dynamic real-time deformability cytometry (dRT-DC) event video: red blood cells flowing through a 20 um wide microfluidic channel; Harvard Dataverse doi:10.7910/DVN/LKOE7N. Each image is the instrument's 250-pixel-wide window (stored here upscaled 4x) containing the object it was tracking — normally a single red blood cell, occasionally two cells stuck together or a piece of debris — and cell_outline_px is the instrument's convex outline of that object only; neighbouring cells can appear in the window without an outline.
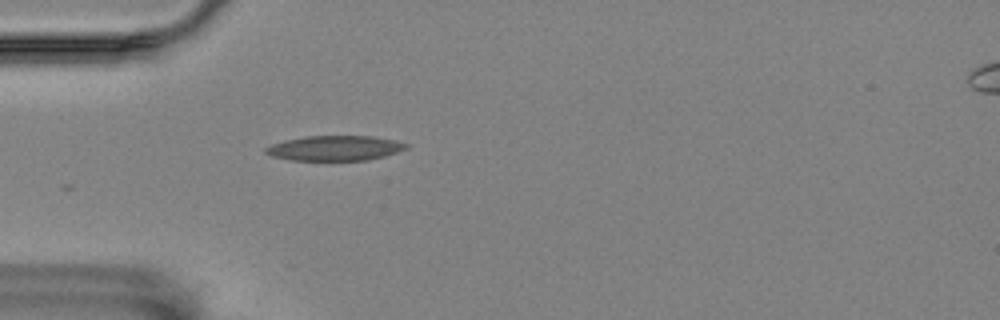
{"species": "Egyptian fruit bat (a non-hibernating species)", "species_latin": "Rousettus aegyptiacus", "temperature_condition": "room temperature", "stored_images_in_passage": 2, "camera_frame_rate_fps": 3000, "um_per_image_px": 0.085, "animal": {"sex": "female"}, "frame": {"image": 1, "passage_image": 2, "time_ms": 0.333, "image_size_px": [1000, 320], "cell_outline_px": [[408, 148], [384, 156], [368, 160], [292, 160], [272, 156], [264, 152], [264, 148], [272, 144], [284, 140], [304, 136], [372, 136], [396, 140], [408, 144]], "centroid_in_image_um": [28.46, 12.58], "position_along_channel_um": 56.5, "area_um2": 20.46}}